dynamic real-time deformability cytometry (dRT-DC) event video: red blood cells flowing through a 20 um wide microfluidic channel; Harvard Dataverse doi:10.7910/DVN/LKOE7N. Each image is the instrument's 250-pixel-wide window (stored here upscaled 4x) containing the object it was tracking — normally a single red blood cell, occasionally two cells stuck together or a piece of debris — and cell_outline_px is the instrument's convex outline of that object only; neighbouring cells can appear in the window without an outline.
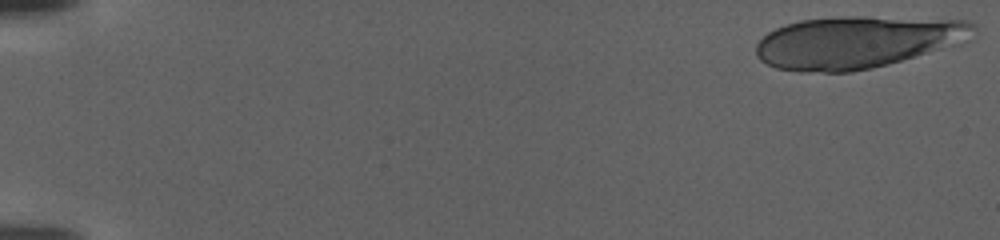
{"species": "human", "species_latin": "Homo sapiens", "temperature_condition": "warm", "stored_images_in_passage": 40, "camera_frame_rate_fps": 3000, "um_per_image_px": 0.085, "donor": {"sex": "female"}, "frame": {"image": 1, "passage_image": 1, "time_ms": 0.0, "image_size_px": [1000, 240], "cell_outline_px": [[976, 28], [968, 40], [960, 44], [872, 68], [848, 72], [800, 72], [776, 68], [760, 60], [756, 56], [756, 44], [768, 32], [776, 28], [800, 20], [836, 16], [864, 16], [968, 20], [976, 24]], "centroid_in_image_um": [72.86, 3.57], "position_along_channel_um": 12.1, "area_um2": 66.41}}